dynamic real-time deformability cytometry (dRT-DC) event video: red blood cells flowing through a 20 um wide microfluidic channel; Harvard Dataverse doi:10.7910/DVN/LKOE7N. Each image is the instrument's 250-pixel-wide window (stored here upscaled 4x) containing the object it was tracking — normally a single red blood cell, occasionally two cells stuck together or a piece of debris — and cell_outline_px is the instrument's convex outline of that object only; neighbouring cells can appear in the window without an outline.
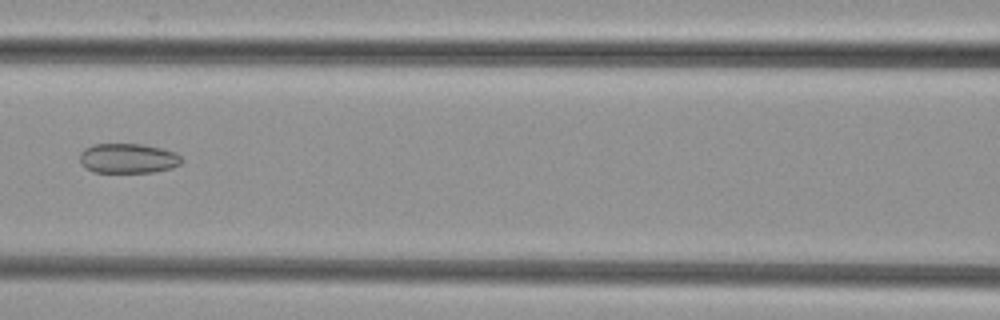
{"species": "common noctule bat (a hibernating species)", "species_latin": "Nyctalus noctula", "temperature_condition": "cold", "stored_images_in_passage": 3, "camera_frame_rate_fps": 3000, "um_per_image_px": 0.085, "animal": {"sex": "female", "body_mass_g": 29.2, "forearm_length_mm": 56.3}, "frame": {"image": 1, "passage_image": 3, "time_ms": 0.667, "image_size_px": [1000, 320], "cell_outline_px": [[184, 160], [180, 164], [172, 168], [156, 172], [92, 172], [84, 168], [80, 164], [80, 152], [84, 148], [92, 144], [144, 144], [176, 152]], "centroid_in_image_um": [10.87, 13.46], "position_along_channel_um": 155.7, "area_um2": 17.98}}